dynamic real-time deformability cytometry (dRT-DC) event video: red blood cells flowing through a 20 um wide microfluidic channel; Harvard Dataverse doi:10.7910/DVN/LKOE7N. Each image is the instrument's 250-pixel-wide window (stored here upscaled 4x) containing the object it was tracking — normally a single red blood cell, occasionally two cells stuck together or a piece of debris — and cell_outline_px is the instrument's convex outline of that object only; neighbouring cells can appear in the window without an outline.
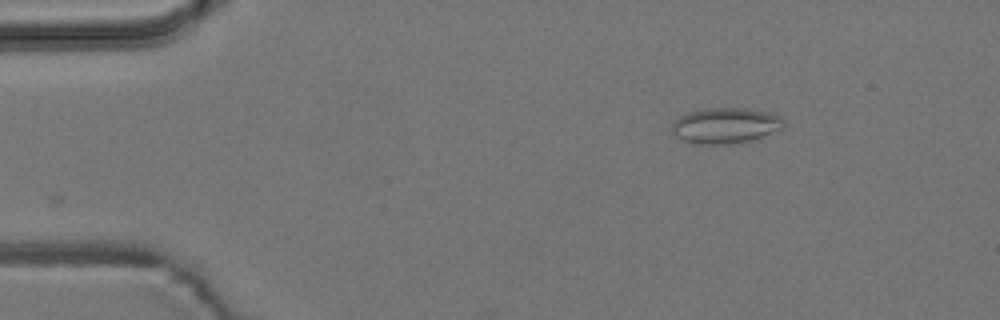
{"species": "common noctule bat (a hibernating species)", "species_latin": "Nyctalus noctula", "temperature_condition": "room temperature", "stored_images_in_passage": 2, "camera_frame_rate_fps": 3000, "um_per_image_px": 0.085, "animal": {"sex": "male", "body_mass_g": 19.2, "forearm_length_mm": 51.8}, "frame": {"image": 1, "passage_image": 2, "time_ms": 1.0, "image_size_px": [1000, 320], "cell_outline_px": [[784, 128], [748, 140], [728, 144], [700, 144], [684, 140], [676, 136], [672, 132], [672, 124], [680, 116], [688, 112], [708, 108], [744, 108], [768, 112], [780, 116], [784, 120]], "centroid_in_image_um": [61.66, 10.66], "position_along_channel_um": 23.3, "area_um2": 22.89}}